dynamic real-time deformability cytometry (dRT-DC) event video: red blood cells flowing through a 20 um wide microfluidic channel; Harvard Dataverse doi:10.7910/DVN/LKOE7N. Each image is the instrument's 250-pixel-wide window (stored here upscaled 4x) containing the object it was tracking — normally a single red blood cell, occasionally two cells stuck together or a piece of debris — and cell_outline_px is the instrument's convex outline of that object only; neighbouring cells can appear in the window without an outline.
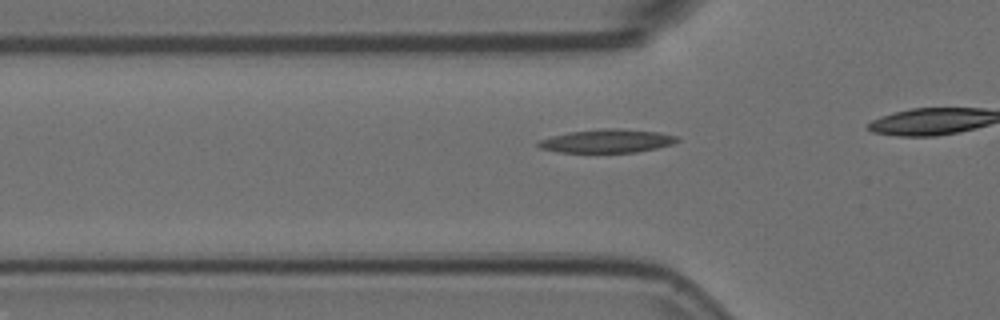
{"species": "Egyptian fruit bat (a non-hibernating species)", "species_latin": "Rousettus aegyptiacus", "temperature_condition": "room temperature", "stored_images_in_passage": 16, "camera_frame_rate_fps": 3000, "um_per_image_px": 0.085, "animal": {"sex": "female"}, "frame": {"image": 1, "passage_image": 11, "time_ms": 3.333, "image_size_px": [1000, 320], "cell_outline_px": [[680, 140], [672, 144], [656, 148], [636, 152], [560, 152], [540, 148], [536, 144], [536, 140], [568, 132], [604, 128], [620, 128], [660, 132], [680, 136]], "centroid_in_image_um": [51.61, 11.97], "position_along_channel_um": 74.2, "area_um2": 19.13}}
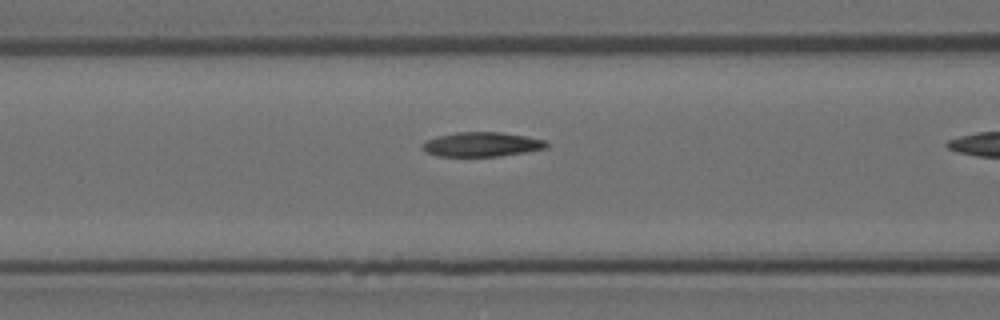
{"frame": {"image": 2, "passage_image": 15, "time_ms": 4.667, "image_size_px": [1000, 320], "cell_outline_px": [[548, 148], [500, 156], [436, 156], [424, 152], [420, 148], [420, 144], [428, 140], [440, 136], [456, 132], [500, 132], [548, 140]], "centroid_in_image_um": [40.94, 12.28], "position_along_channel_um": 125.7, "area_um2": 17.74}}